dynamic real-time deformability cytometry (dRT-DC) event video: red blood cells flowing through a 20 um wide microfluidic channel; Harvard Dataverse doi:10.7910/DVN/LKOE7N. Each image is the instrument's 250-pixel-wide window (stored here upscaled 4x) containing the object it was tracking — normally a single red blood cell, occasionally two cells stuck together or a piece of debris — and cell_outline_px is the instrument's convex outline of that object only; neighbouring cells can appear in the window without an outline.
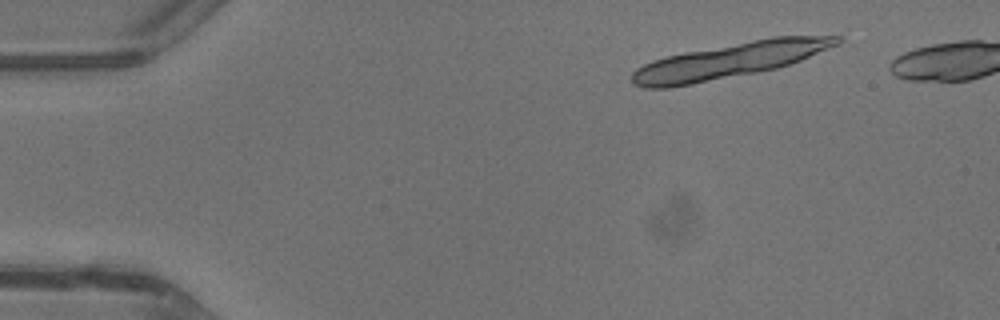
{"species": "common noctule bat (a hibernating species)", "species_latin": "Nyctalus noctula", "temperature_condition": "warm", "stored_images_in_passage": 5, "segment_of_instrument_passage": [2, 2], "camera_frame_rate_fps": 3000, "um_per_image_px": 0.085, "animal": {"sex": "male", "body_mass_g": 13.3}, "frame": {"image": 1, "passage_image": 5, "time_ms": 4.667, "image_size_px": [1000, 320], "cell_outline_px": [[844, 40], [840, 44], [800, 60], [776, 68], [756, 72], [692, 84], [668, 88], [644, 88], [632, 84], [632, 72], [636, 68], [652, 60], [684, 52], [772, 36], [844, 36]], "centroid_in_image_um": [62.01, 5.13], "position_along_channel_um": 23.0, "area_um2": 42.08}}